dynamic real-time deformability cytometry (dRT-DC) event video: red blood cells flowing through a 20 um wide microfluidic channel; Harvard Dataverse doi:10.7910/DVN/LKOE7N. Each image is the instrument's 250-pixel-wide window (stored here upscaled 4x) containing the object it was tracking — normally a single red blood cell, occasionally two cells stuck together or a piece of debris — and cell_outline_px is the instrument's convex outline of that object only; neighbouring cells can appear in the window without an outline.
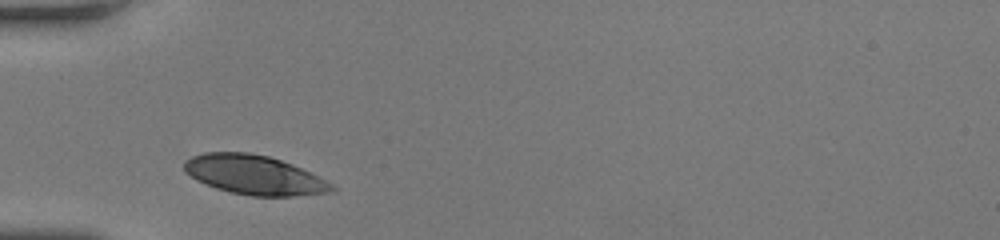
{"species": "human", "species_latin": "Homo sapiens", "temperature_condition": "room temperature", "stored_images_in_passage": 25, "camera_frame_rate_fps": 3000, "um_per_image_px": 0.085, "donor": {"sex": "female"}, "frame": {"image": 1, "passage_image": 1, "time_ms": 0.0, "image_size_px": [1000, 240], "cell_outline_px": [[336, 188], [332, 192], [292, 196], [252, 196], [232, 192], [216, 188], [196, 180], [184, 172], [184, 160], [192, 156], [204, 152], [248, 152], [268, 156], [292, 164], [332, 184]], "centroid_in_image_um": [21.56, 14.86], "position_along_channel_um": 63.4, "area_um2": 33.58}}
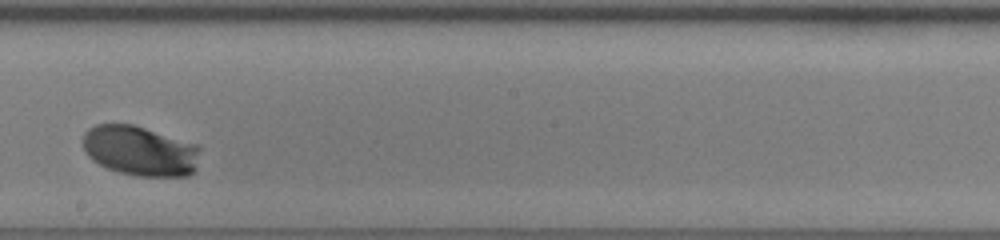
{"frame": {"image": 2, "passage_image": 14, "time_ms": 4.333, "image_size_px": [1000, 240], "cell_outline_px": [[200, 148], [196, 172], [188, 176], [136, 176], [120, 172], [108, 168], [92, 160], [88, 156], [84, 148], [84, 132], [88, 128], [96, 124], [132, 124], [196, 144]], "centroid_in_image_um": [11.92, 12.83], "position_along_channel_um": 236.3, "area_um2": 34.1}}
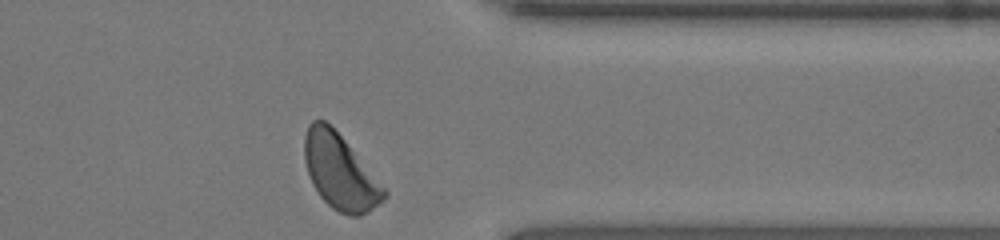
{"frame": {"image": 3, "passage_image": 25, "time_ms": 8.0, "image_size_px": [1000, 240], "cell_outline_px": [[388, 196], [384, 200], [368, 212], [360, 216], [348, 216], [332, 208], [320, 196], [312, 184], [304, 160], [304, 136], [308, 124], [312, 120], [324, 120], [344, 140], [388, 192]], "centroid_in_image_um": [28.88, 14.63], "position_along_channel_um": 382.5, "area_um2": 34.33}, "authors_computed_cell_mechanics": {"area_um2": 34.2176, "velocity_mm_per_s": 4.1384, "shape_relaxation_time_tau1_ms": 1.369, "shape_relaxation_time_tau2_ms": null, "deformation_change_tau1": 0.1436, "deformation_change_tau2": null}}